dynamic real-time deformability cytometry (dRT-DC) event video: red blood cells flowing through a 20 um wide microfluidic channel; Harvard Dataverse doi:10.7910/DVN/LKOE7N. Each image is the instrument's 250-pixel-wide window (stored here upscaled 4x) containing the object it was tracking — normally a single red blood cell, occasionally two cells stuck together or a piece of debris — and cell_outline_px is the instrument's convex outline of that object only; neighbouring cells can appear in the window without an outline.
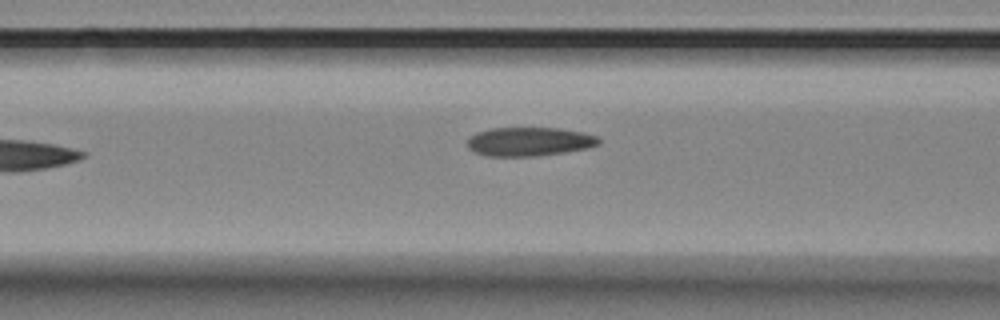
{"species": "Egyptian fruit bat (a non-hibernating species)", "species_latin": "Rousettus aegyptiacus", "temperature_condition": "room temperature", "stored_images_in_passage": 6, "camera_frame_rate_fps": 3000, "um_per_image_px": 0.085, "animal": {"sex": "female"}, "frame": {"image": 1, "passage_image": 5, "time_ms": 1.333, "image_size_px": [1000, 320], "cell_outline_px": [[600, 144], [588, 148], [564, 152], [536, 156], [484, 156], [468, 148], [468, 140], [476, 132], [492, 128], [556, 128], [580, 132], [596, 136], [600, 140]], "centroid_in_image_um": [44.98, 12.04], "position_along_channel_um": 121.6, "area_um2": 21.91}}